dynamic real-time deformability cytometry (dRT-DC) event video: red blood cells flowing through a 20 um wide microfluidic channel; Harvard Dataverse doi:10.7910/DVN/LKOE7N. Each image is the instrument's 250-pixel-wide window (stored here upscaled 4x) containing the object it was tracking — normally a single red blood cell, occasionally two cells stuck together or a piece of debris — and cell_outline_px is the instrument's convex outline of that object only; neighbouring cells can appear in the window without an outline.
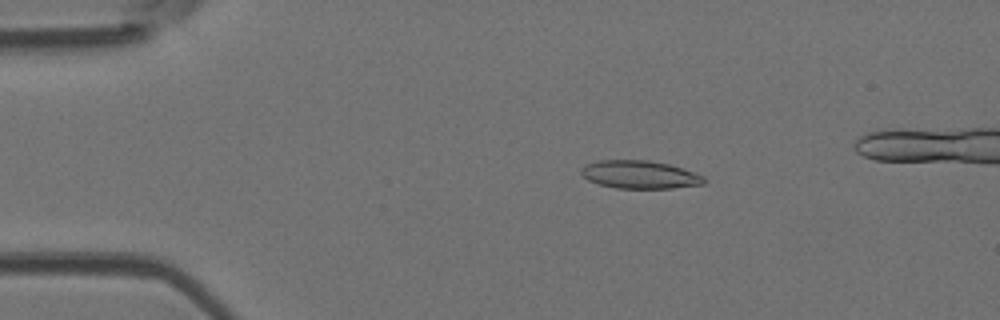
{"species": "Egyptian fruit bat (a non-hibernating species)", "species_latin": "Rousettus aegyptiacus", "temperature_condition": "room temperature", "stored_images_in_passage": 4, "camera_frame_rate_fps": 3000, "um_per_image_px": 0.085, "animal": {"sex": "female"}, "frame": {"image": 1, "passage_image": 2, "time_ms": 0.333, "image_size_px": [1000, 320], "cell_outline_px": [[704, 184], [672, 188], [616, 188], [600, 184], [588, 180], [580, 172], [580, 168], [584, 164], [600, 160], [648, 160], [668, 164], [704, 176]], "centroid_in_image_um": [54.33, 14.83], "position_along_channel_um": 30.7, "area_um2": 19.88}}